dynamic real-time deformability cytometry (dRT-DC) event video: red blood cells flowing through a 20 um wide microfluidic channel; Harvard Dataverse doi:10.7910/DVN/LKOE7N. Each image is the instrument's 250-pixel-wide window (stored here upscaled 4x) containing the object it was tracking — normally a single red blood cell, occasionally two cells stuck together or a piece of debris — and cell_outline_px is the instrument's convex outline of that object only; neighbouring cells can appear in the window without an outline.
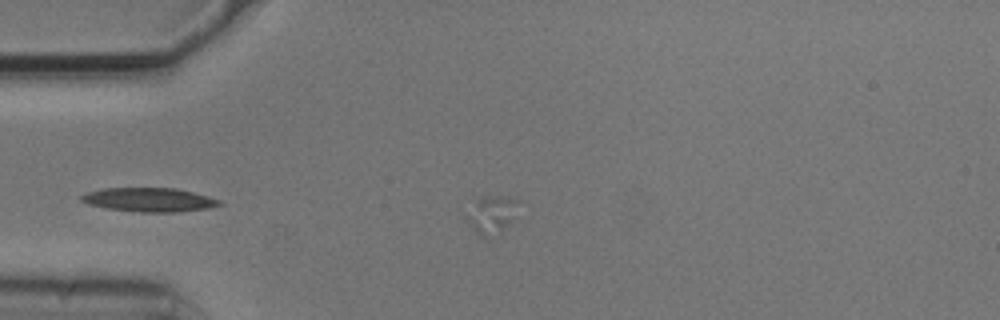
{"species": "common noctule bat (a hibernating species)", "species_latin": "Nyctalus noctula", "temperature_condition": "cold", "stored_images_in_passage": 5, "camera_frame_rate_fps": 3000, "um_per_image_px": 0.085, "animal": {"sex": "male", "body_mass_g": 20.5, "forearm_length_mm": 52.5}, "frame": {"image": 1, "passage_image": 5, "time_ms": 1.333, "image_size_px": [1000, 320], "cell_outline_px": [[520, 200], [508, 220], [488, 240], [476, 232], [472, 228], [468, 220], [468, 216], [472, 196], [508, 196]], "centroid_in_image_um": [41.69, 18.15], "position_along_channel_um": 43.3, "area_um2": 10.92}}